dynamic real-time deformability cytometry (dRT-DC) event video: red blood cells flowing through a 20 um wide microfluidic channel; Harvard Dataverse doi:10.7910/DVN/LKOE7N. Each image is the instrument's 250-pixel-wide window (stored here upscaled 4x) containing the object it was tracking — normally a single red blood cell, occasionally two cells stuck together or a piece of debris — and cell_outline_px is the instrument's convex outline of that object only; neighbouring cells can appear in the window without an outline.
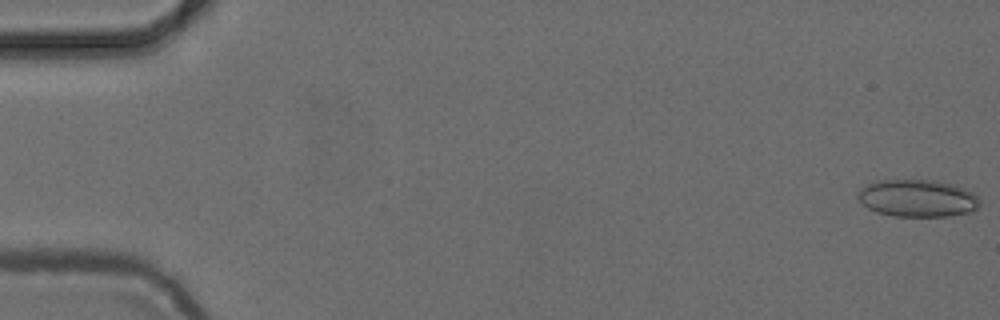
{"species": "common noctule bat (a hibernating species)", "species_latin": "Nyctalus noctula", "temperature_condition": "cold", "stored_images_in_passage": 7, "camera_frame_rate_fps": 3000, "um_per_image_px": 0.085, "animal": {"sex": "female", "body_mass_g": 24.6, "forearm_length_mm": 56.2}, "frame": {"image": 1, "passage_image": 1, "time_ms": 0.0, "image_size_px": [1000, 320], "cell_outline_px": [[980, 208], [968, 212], [948, 216], [892, 216], [876, 212], [868, 208], [856, 196], [860, 188], [876, 180], [936, 180], [956, 184], [972, 192], [980, 200]], "centroid_in_image_um": [78.0, 16.84], "position_along_channel_um": 7.0, "area_um2": 26.7}}